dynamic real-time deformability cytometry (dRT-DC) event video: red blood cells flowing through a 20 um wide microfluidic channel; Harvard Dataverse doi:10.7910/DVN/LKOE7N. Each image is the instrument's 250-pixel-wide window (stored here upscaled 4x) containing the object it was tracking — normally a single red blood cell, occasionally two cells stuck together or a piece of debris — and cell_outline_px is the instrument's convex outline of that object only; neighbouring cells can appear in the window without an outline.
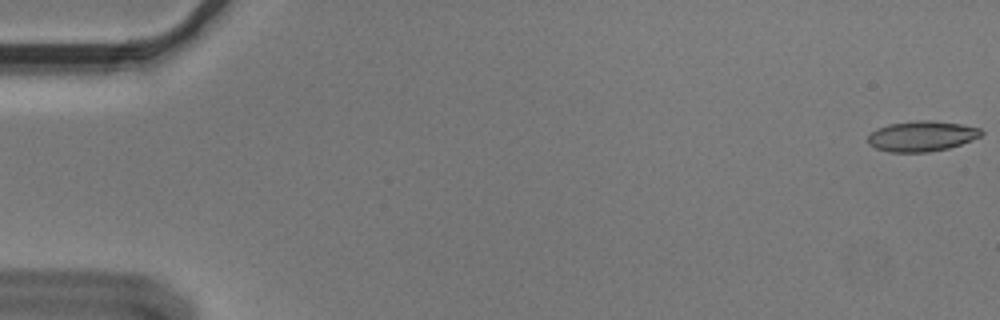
{"species": "Egyptian fruit bat (a non-hibernating species)", "species_latin": "Rousettus aegyptiacus", "temperature_condition": "cold", "stored_images_in_passage": 56, "camera_frame_rate_fps": 3000, "um_per_image_px": 0.085, "animal": {"sex": "male"}, "frame": {"image": 1, "passage_image": 1, "time_ms": 0.0, "image_size_px": [1000, 320], "cell_outline_px": [[984, 132], [980, 136], [972, 140], [948, 148], [928, 152], [888, 152], [876, 148], [868, 144], [868, 136], [876, 128], [888, 124], [916, 120], [932, 120], [960, 124], [980, 128]], "centroid_in_image_um": [78.33, 11.57], "position_along_channel_um": 6.7, "area_um2": 20.11}}
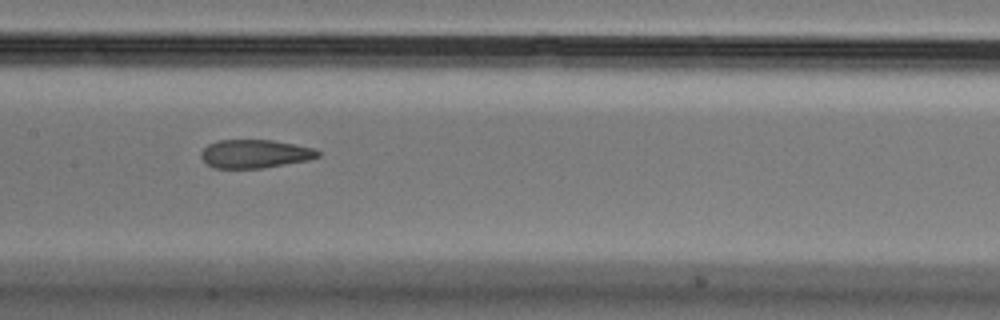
{"frame": {"image": 2, "passage_image": 28, "time_ms": 9.0, "image_size_px": [1000, 320], "cell_outline_px": [[320, 156], [308, 160], [264, 168], [216, 168], [208, 164], [200, 156], [200, 152], [208, 144], [220, 140], [272, 140], [296, 144], [312, 148], [320, 152]], "centroid_in_image_um": [21.68, 13.07], "position_along_channel_um": 185.7, "area_um2": 19.31}}
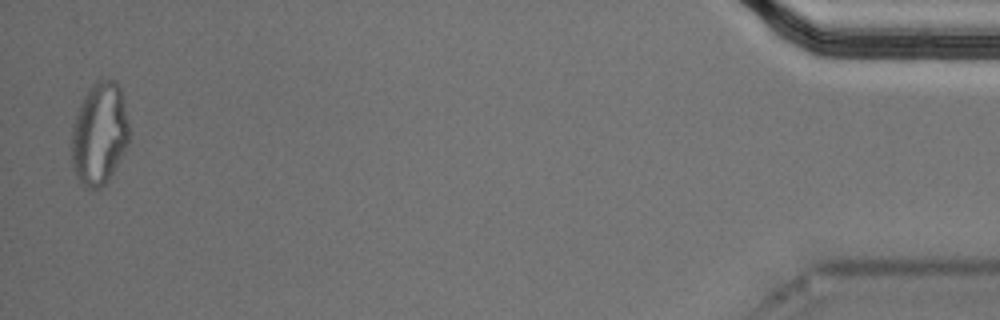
{"frame": {"image": 3, "passage_image": 55, "time_ms": 18.0, "image_size_px": [1000, 320], "cell_outline_px": [[128, 140], [108, 180], [100, 188], [88, 192], [84, 188], [76, 176], [72, 168], [72, 124], [80, 104], [84, 96], [96, 80], [116, 80], [120, 88], [128, 124]], "centroid_in_image_um": [8.4, 11.4], "position_along_channel_um": 426.8, "area_um2": 33.99}, "authors_computed_cell_mechanics": {"area_um2": 20.519, "velocity_mm_per_s": 3.6281, "shape_relaxation_time_tau1_ms": null, "shape_relaxation_time_tau2_ms": 1.646, "deformation_change_tau1": null, "deformation_change_tau2": 0.0917}}